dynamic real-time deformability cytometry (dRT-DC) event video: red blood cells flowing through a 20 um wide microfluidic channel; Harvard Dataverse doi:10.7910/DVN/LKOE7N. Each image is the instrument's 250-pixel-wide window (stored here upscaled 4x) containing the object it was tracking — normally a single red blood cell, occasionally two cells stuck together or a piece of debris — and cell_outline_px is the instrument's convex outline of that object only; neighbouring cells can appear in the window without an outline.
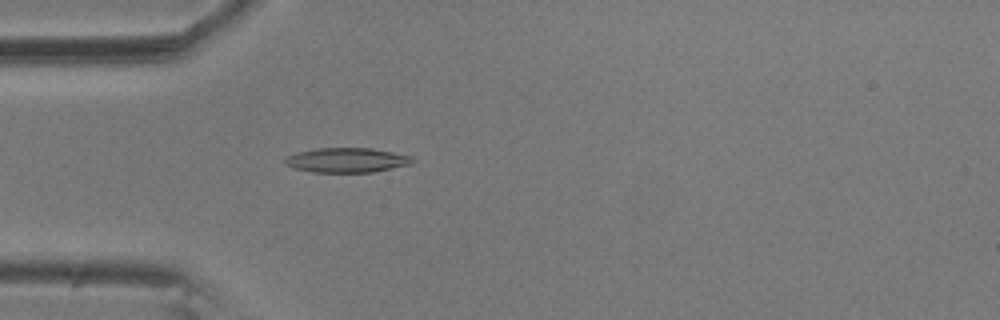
{"species": "common noctule bat (a hibernating species)", "species_latin": "Nyctalus noctula", "temperature_condition": "room temperature", "stored_images_in_passage": 2, "camera_frame_rate_fps": 3000, "um_per_image_px": 0.085, "animal": {"sex": "male", "body_mass_g": 20.5, "forearm_length_mm": 52.5}, "frame": {"image": 1, "passage_image": 2, "time_ms": 0.333, "image_size_px": [1000, 320], "cell_outline_px": [[416, 160], [412, 164], [372, 172], [312, 172], [296, 168], [284, 164], [284, 160], [288, 156], [296, 152], [316, 148], [372, 148], [412, 156]], "centroid_in_image_um": [29.5, 13.61], "position_along_channel_um": 55.5, "area_um2": 18.32}}